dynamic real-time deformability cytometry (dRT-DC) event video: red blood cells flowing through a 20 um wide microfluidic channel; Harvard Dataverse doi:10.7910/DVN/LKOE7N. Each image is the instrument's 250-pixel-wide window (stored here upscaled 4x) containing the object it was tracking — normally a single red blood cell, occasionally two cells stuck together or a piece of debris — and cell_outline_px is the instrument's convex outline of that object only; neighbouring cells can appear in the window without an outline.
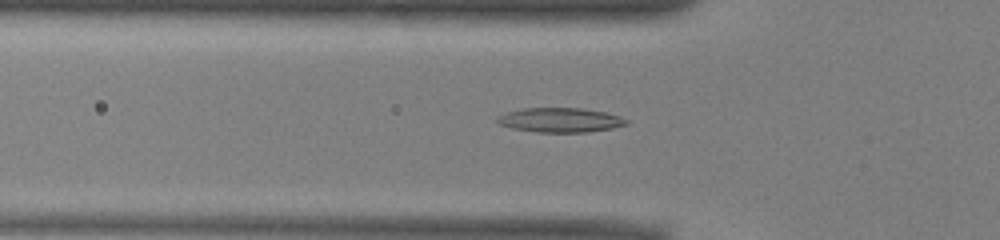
{"species": "common noctule bat (a hibernating species)", "species_latin": "Nyctalus noctula", "temperature_condition": "warm", "stored_images_in_passage": 35, "camera_frame_rate_fps": 3000, "um_per_image_px": 0.085, "animal": {"sex": "male", "body_mass_g": 13.0, "forearm_length_mm": 53.1}, "frame": {"image": 1, "passage_image": 4, "time_ms": 1.0, "image_size_px": [1000, 240], "cell_outline_px": [[628, 124], [612, 128], [588, 132], [536, 132], [512, 128], [500, 124], [496, 120], [496, 116], [520, 108], [580, 108], [604, 112], [620, 116], [628, 120]], "centroid_in_image_um": [47.6, 10.2], "position_along_channel_um": 78.2, "area_um2": 18.38}}
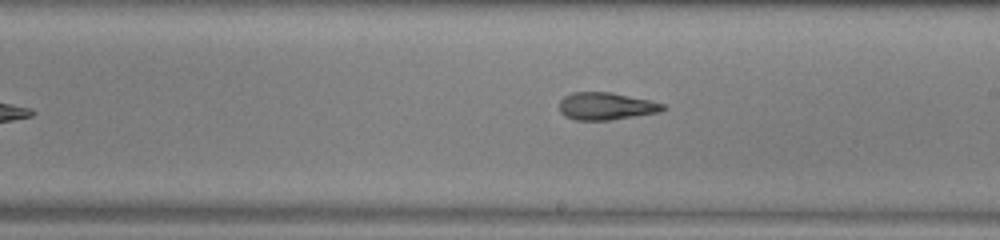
{"frame": {"image": 2, "passage_image": 16, "time_ms": 5.0, "image_size_px": [1000, 240], "cell_outline_px": [[668, 108], [660, 112], [608, 120], [576, 120], [564, 116], [560, 112], [560, 100], [564, 96], [572, 92], [608, 92], [648, 100], [664, 104]], "centroid_in_image_um": [51.49, 9.03], "position_along_channel_um": 237.5, "area_um2": 16.42}}
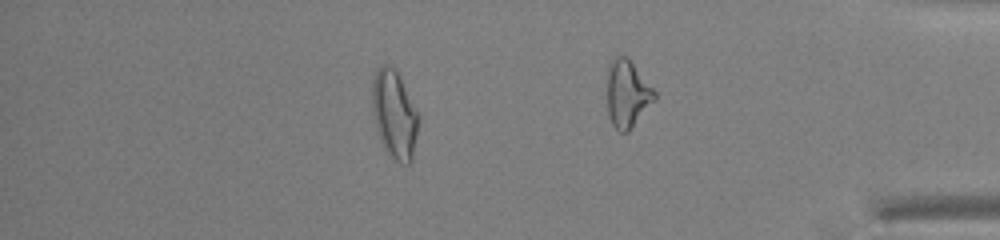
{"frame": {"image": 3, "passage_image": 28, "time_ms": 9.0, "image_size_px": [1000, 240], "cell_outline_px": [[420, 116], [412, 160], [408, 164], [400, 164], [384, 148], [380, 140], [376, 128], [372, 112], [372, 80], [376, 68], [380, 64], [392, 64], [396, 68]], "centroid_in_image_um": [33.51, 9.67], "position_along_channel_um": 401.7, "area_um2": 24.22}, "authors_computed_cell_mechanics": {"area_um2": 17.2244, "velocity_mm_per_s": 3.9755, "shape_relaxation_time_tau1_ms": null, "shape_relaxation_time_tau2_ms": 4.1856, "deformation_change_tau1": null, "deformation_change_tau2": 0.1538}}